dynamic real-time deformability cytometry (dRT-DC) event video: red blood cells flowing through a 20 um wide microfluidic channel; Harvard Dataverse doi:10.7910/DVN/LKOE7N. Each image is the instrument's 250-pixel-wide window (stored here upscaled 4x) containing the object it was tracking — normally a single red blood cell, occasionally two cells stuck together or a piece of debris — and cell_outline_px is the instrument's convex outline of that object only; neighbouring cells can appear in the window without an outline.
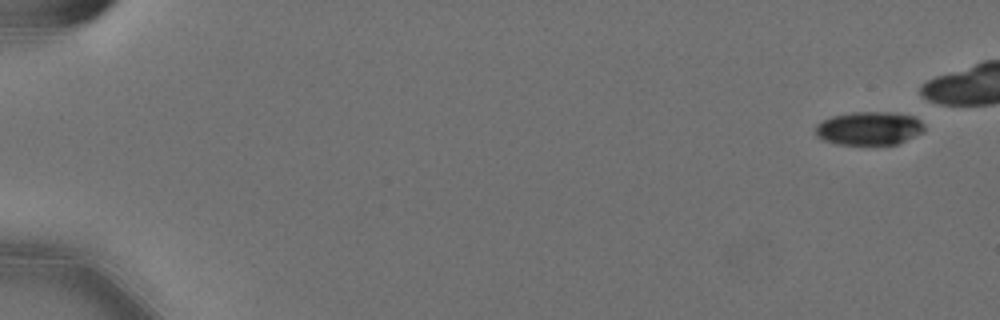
{"species": "Egyptian fruit bat (a non-hibernating species)", "species_latin": "Rousettus aegyptiacus", "temperature_condition": "cold", "stored_images_in_passage": 29, "camera_frame_rate_fps": 3000, "um_per_image_px": 0.085, "animal": {"sex": "female"}, "frame": {"image": 1, "passage_image": 1, "time_ms": 0.0, "image_size_px": [1000, 320], "cell_outline_px": [[924, 132], [896, 144], [836, 144], [824, 140], [816, 136], [816, 124], [832, 116], [852, 112], [896, 112], [916, 116], [924, 124]], "centroid_in_image_um": [73.9, 10.89], "position_along_channel_um": 11.1, "area_um2": 21.27}}